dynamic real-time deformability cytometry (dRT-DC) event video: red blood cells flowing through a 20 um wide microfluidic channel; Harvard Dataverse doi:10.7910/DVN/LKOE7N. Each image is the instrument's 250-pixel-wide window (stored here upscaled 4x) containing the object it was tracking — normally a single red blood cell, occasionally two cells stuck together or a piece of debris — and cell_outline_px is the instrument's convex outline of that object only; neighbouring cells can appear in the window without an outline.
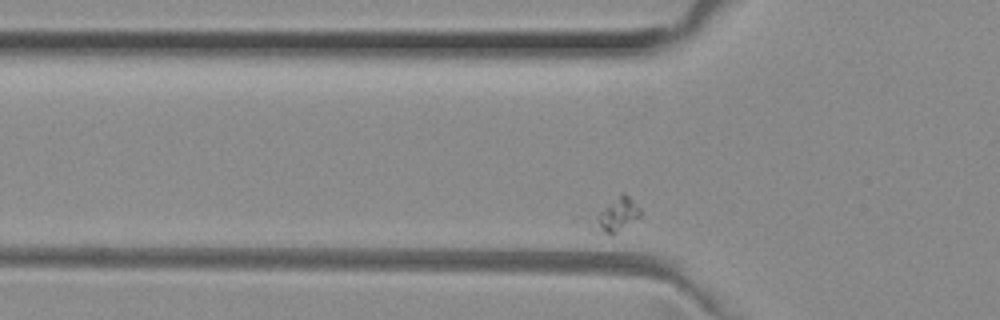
{"species": "common noctule bat (a hibernating species)", "species_latin": "Nyctalus noctula", "temperature_condition": "room temperature", "stored_images_in_passage": 37, "camera_frame_rate_fps": 3000, "um_per_image_px": 0.085, "animal": {"sex": "female", "body_mass_g": 29.2, "forearm_length_mm": 56.3}, "frame": {"image": 1, "passage_image": 7, "time_ms": 2.0, "image_size_px": [1000, 320], "cell_outline_px": [[640, 216], [612, 236], [592, 232], [576, 224], [572, 220], [620, 192], [624, 192], [640, 208]], "centroid_in_image_um": [51.84, 18.31], "position_along_channel_um": 74.0, "area_um2": 12.2}}
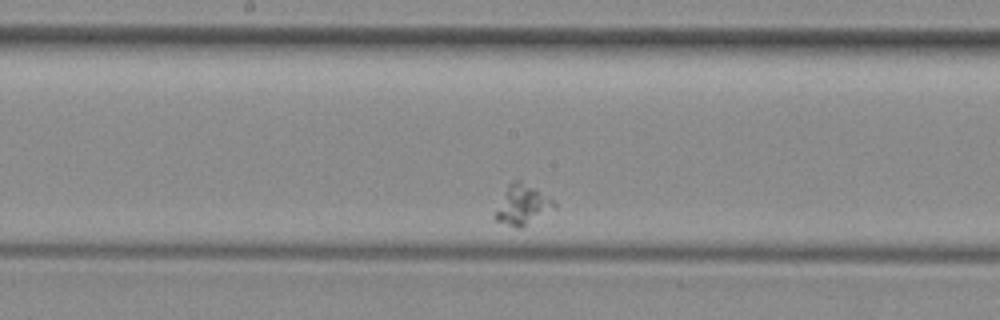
{"frame": {"image": 2, "passage_image": 19, "time_ms": 6.0, "image_size_px": [1000, 320], "cell_outline_px": [[556, 208], [524, 228], [516, 228], [496, 220], [492, 216], [508, 184], [512, 180], [520, 180], [536, 188], [552, 200], [556, 204]], "centroid_in_image_um": [44.4, 17.44], "position_along_channel_um": 203.8, "area_um2": 13.93}}
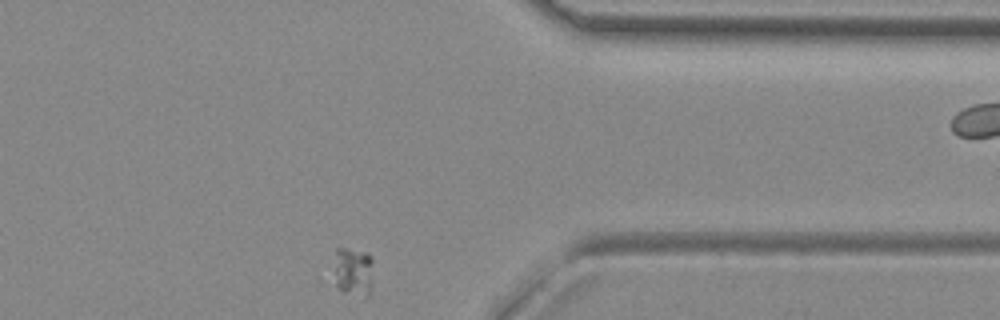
{"frame": {"image": 3, "passage_image": 36, "time_ms": 11.667, "image_size_px": [1000, 320], "cell_outline_px": [[372, 284], [368, 296], [344, 292], [336, 284], [336, 248], [344, 248], [368, 252], [372, 256]], "centroid_in_image_um": [30.09, 23.05], "position_along_channel_um": 381.3, "area_um2": 10.98}}